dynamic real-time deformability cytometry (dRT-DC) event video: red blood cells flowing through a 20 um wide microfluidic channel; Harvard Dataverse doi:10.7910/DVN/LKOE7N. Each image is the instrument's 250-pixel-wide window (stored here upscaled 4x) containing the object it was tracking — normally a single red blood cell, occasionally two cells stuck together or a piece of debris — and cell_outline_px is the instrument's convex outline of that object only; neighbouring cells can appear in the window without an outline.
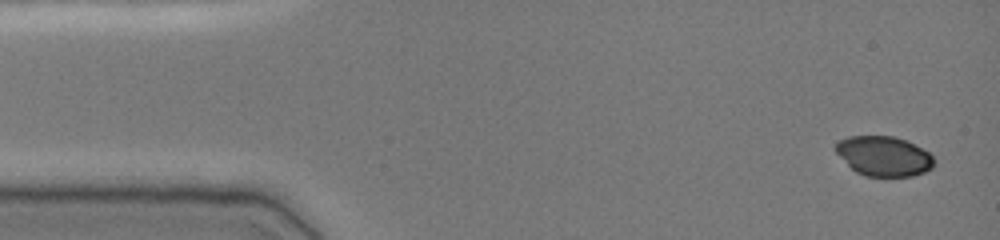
{"species": "common noctule bat (a hibernating species)", "species_latin": "Nyctalus noctula", "temperature_condition": "cold", "stored_images_in_passage": 47, "camera_frame_rate_fps": 3000, "um_per_image_px": 0.085, "animal": {"sex": "female", "body_mass_g": 19.0, "forearm_length_mm": 51.5}, "frame": {"image": 1, "passage_image": 1, "time_ms": 0.0, "image_size_px": [1000, 240], "cell_outline_px": [[936, 160], [932, 168], [924, 172], [912, 176], [864, 176], [856, 172], [832, 148], [840, 140], [848, 136], [892, 136], [908, 140], [928, 152]], "centroid_in_image_um": [75.13, 13.26], "position_along_channel_um": 9.9, "area_um2": 22.89}}
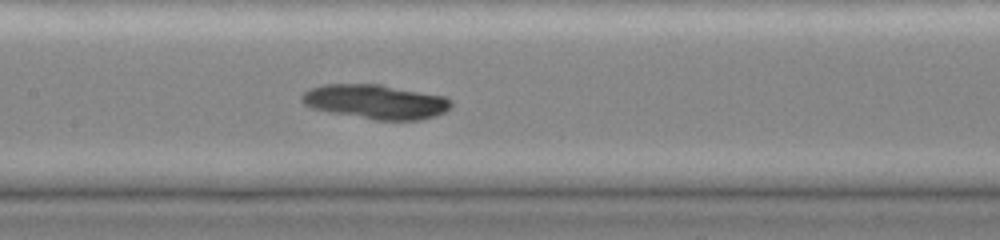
{"frame": {"image": 2, "passage_image": 22, "time_ms": 7.0, "image_size_px": [1000, 240], "cell_outline_px": [[452, 104], [444, 112], [436, 116], [420, 120], [376, 120], [332, 112], [312, 108], [304, 104], [300, 100], [300, 96], [304, 92], [312, 88], [324, 84], [380, 84], [448, 96], [452, 100]], "centroid_in_image_um": [31.97, 8.64], "position_along_channel_um": 175.4, "area_um2": 30.06}}
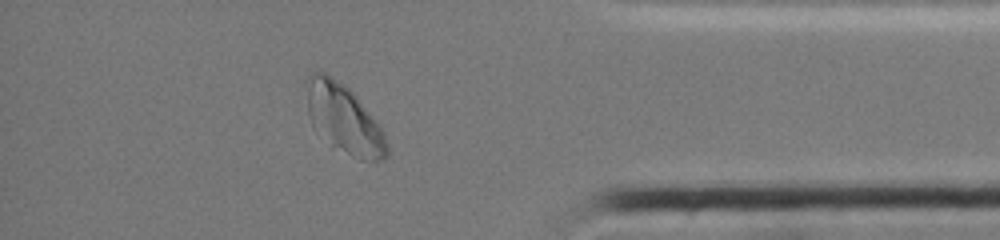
{"frame": {"image": 3, "passage_image": 41, "time_ms": 13.333, "image_size_px": [1000, 240], "cell_outline_px": [[388, 156], [380, 160], [360, 160], [352, 156], [332, 144], [312, 124], [308, 112], [308, 76], [312, 72], [324, 72], [344, 84], [356, 96], [380, 124], [384, 132], [388, 144]], "centroid_in_image_um": [29.29, 10.1], "position_along_channel_um": 405.9, "area_um2": 31.62}, "authors_computed_cell_mechanics": {"area_um2": 29.8248, "velocity_mm_per_s": 3.8871, "shape_relaxation_time_tau1_ms": 0.2392, "shape_relaxation_time_tau2_ms": null, "deformation_change_tau1": 0.0066, "deformation_change_tau2": null}}